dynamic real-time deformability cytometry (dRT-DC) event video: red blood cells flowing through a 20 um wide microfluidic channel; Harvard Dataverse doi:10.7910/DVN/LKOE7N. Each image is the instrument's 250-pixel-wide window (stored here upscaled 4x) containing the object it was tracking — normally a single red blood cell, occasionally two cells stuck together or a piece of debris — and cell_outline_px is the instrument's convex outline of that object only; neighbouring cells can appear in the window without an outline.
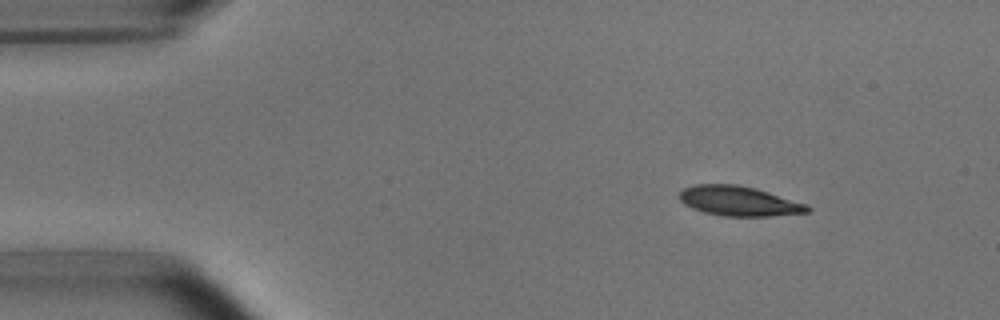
{"species": "common noctule bat (a hibernating species)", "species_latin": "Nyctalus noctula", "temperature_condition": "room temperature", "stored_images_in_passage": 3, "camera_frame_rate_fps": 3000, "um_per_image_px": 0.085, "animal": {"sex": "male", "body_mass_g": 15.6}, "frame": {"image": 1, "passage_image": 1, "time_ms": 0.0, "image_size_px": [1000, 320], "cell_outline_px": [[812, 208], [808, 212], [768, 216], [724, 216], [704, 212], [692, 208], [684, 204], [680, 200], [680, 192], [684, 188], [692, 184], [736, 184], [756, 188], [808, 204]], "centroid_in_image_um": [62.81, 17.08], "position_along_channel_um": 22.2, "area_um2": 22.25}}